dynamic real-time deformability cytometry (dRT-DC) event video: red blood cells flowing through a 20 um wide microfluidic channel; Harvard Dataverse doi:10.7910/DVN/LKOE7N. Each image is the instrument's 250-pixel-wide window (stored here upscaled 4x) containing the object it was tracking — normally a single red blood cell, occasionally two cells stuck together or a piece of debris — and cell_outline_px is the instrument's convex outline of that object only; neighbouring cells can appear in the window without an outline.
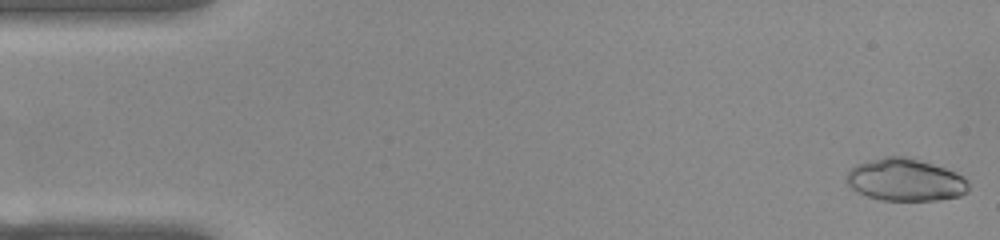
{"species": "common noctule bat (a hibernating species)", "species_latin": "Nyctalus noctula", "temperature_condition": "warm", "stored_images_in_passage": 11, "camera_frame_rate_fps": 3000, "um_per_image_px": 0.085, "animal": {"sex": "female", "body_mass_g": 22.0, "forearm_length_mm": 56.7}, "frame": {"image": 1, "passage_image": 1, "time_ms": 0.0, "image_size_px": [1000, 240], "cell_outline_px": [[968, 192], [960, 196], [940, 200], [880, 200], [868, 196], [852, 188], [848, 184], [848, 172], [856, 164], [868, 160], [884, 156], [908, 156], [956, 172], [964, 176], [968, 180]], "centroid_in_image_um": [76.99, 15.28], "position_along_channel_um": 8.0, "area_um2": 30.11}}